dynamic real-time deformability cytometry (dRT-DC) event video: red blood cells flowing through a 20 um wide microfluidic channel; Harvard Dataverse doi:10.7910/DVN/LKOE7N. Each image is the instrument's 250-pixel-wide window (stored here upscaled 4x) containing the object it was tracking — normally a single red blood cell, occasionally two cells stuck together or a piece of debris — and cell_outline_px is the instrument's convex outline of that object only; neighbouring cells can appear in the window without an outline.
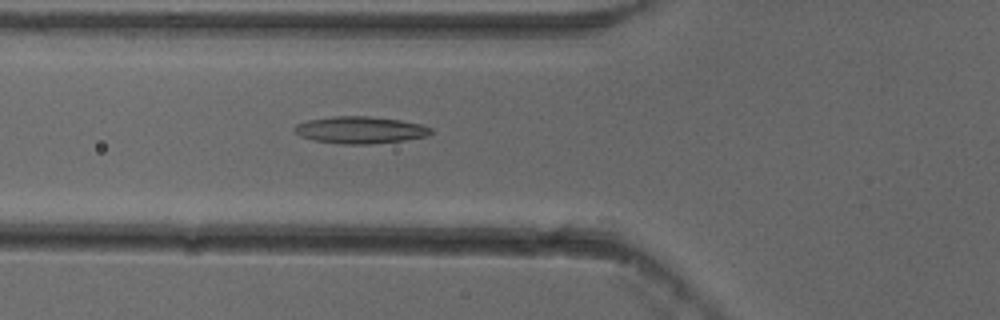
{"species": "common noctule bat (a hibernating species)", "species_latin": "Nyctalus noctula", "temperature_condition": "cold", "stored_images_in_passage": 54, "camera_frame_rate_fps": 3000, "um_per_image_px": 0.085, "animal": {"sex": "female"}, "frame": {"image": 1, "passage_image": 20, "time_ms": 6.333, "image_size_px": [1000, 320], "cell_outline_px": [[432, 132], [428, 136], [404, 140], [372, 144], [340, 144], [312, 140], [300, 136], [292, 128], [296, 124], [308, 120], [332, 116], [368, 116], [400, 120], [420, 124], [432, 128]], "centroid_in_image_um": [30.6, 11.05], "position_along_channel_um": 95.2, "area_um2": 21.56}}
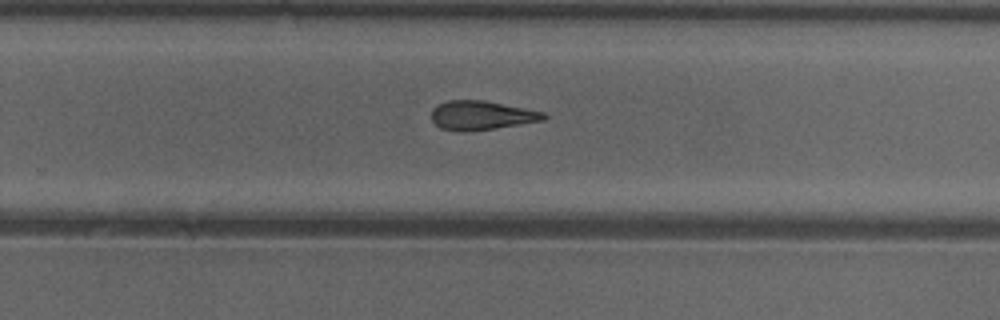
{"frame": {"image": 2, "passage_image": 35, "time_ms": 11.333, "image_size_px": [1000, 320], "cell_outline_px": [[548, 116], [544, 120], [496, 128], [464, 132], [460, 132], [440, 128], [432, 120], [432, 108], [436, 104], [448, 100], [484, 100], [544, 112]], "centroid_in_image_um": [40.89, 9.8], "position_along_channel_um": 288.9, "area_um2": 19.07}}
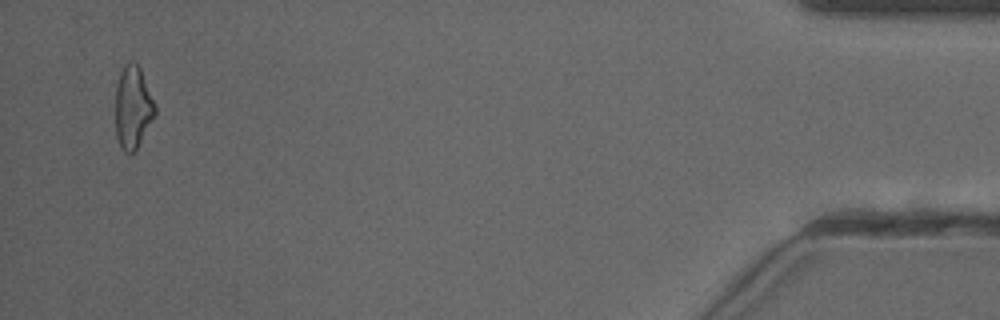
{"frame": {"image": 3, "passage_image": 52, "time_ms": 17.0, "image_size_px": [1000, 320], "cell_outline_px": [[156, 116], [136, 148], [132, 152], [124, 152], [120, 148], [116, 136], [116, 84], [120, 72], [124, 64], [132, 60], [140, 68], [156, 108]], "centroid_in_image_um": [11.28, 9.12], "position_along_channel_um": 423.9, "area_um2": 18.96}, "authors_computed_cell_mechanics": {"area_um2": 19.7098, "velocity_mm_per_s": 3.86, "shape_relaxation_time_tau1_ms": null, "shape_relaxation_time_tau2_ms": 3.269, "deformation_change_tau1": null, "deformation_change_tau2": 0.1345}}